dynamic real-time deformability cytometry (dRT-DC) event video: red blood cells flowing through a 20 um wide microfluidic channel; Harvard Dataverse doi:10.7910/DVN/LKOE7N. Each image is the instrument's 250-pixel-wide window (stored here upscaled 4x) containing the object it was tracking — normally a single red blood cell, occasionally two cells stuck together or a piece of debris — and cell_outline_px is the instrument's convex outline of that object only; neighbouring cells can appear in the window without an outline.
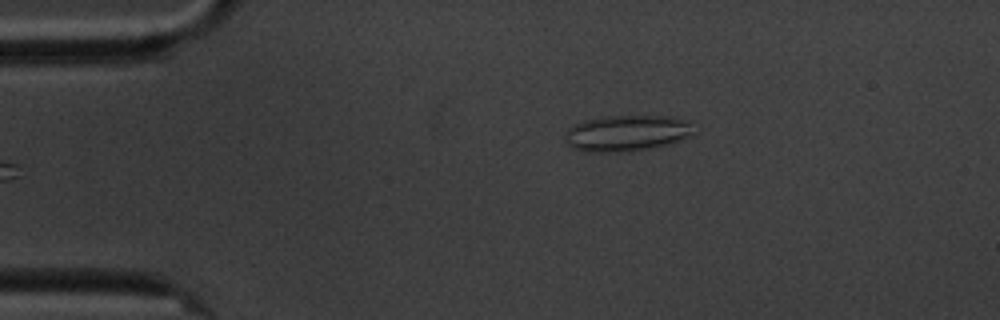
{"species": "common noctule bat (a hibernating species)", "species_latin": "Nyctalus noctula", "temperature_condition": "cold", "stored_images_in_passage": 6, "camera_frame_rate_fps": 3000, "um_per_image_px": 0.085, "animal": {"sex": "male", "body_mass_g": 20.1, "forearm_length_mm": 53.5}, "frame": {"image": 1, "passage_image": 6, "time_ms": 5.667, "image_size_px": [1000, 320], "cell_outline_px": [[692, 136], [668, 144], [648, 148], [612, 152], [584, 152], [572, 148], [564, 140], [568, 128], [572, 124], [584, 120], [600, 116], [676, 116], [688, 120], [692, 132]], "centroid_in_image_um": [53.23, 11.3], "position_along_channel_um": 31.8, "area_um2": 27.17}}